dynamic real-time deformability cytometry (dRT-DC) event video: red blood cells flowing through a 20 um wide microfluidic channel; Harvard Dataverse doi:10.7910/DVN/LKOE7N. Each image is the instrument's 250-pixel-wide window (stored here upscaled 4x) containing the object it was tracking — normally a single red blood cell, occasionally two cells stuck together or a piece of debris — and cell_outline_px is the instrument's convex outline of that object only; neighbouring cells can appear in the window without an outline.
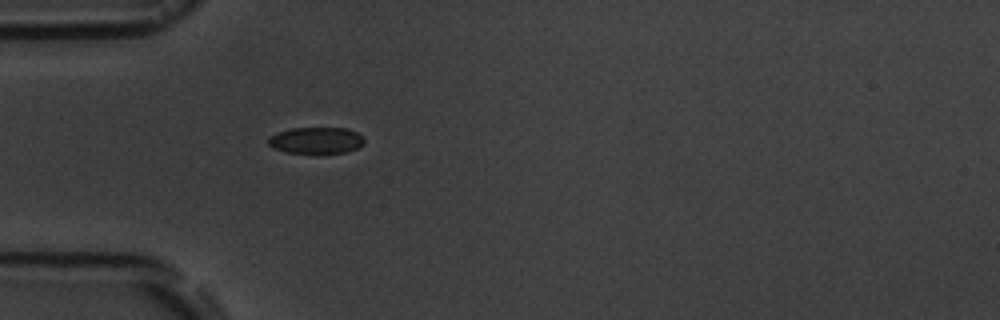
{"species": "common noctule bat (a hibernating species)", "species_latin": "Nyctalus noctula", "temperature_condition": "room temperature", "stored_images_in_passage": 6, "camera_frame_rate_fps": 3000, "um_per_image_px": 0.085, "animal": {"sex": "male", "body_mass_g": 19.5, "forearm_length_mm": 54.6}, "frame": {"image": 1, "passage_image": 6, "time_ms": 6.333, "image_size_px": [1000, 320], "cell_outline_px": [[364, 144], [356, 148], [344, 152], [316, 156], [284, 152], [272, 148], [268, 144], [268, 140], [276, 132], [292, 128], [348, 128], [364, 136]], "centroid_in_image_um": [26.87, 11.97], "position_along_channel_um": 58.1, "area_um2": 15.49}}